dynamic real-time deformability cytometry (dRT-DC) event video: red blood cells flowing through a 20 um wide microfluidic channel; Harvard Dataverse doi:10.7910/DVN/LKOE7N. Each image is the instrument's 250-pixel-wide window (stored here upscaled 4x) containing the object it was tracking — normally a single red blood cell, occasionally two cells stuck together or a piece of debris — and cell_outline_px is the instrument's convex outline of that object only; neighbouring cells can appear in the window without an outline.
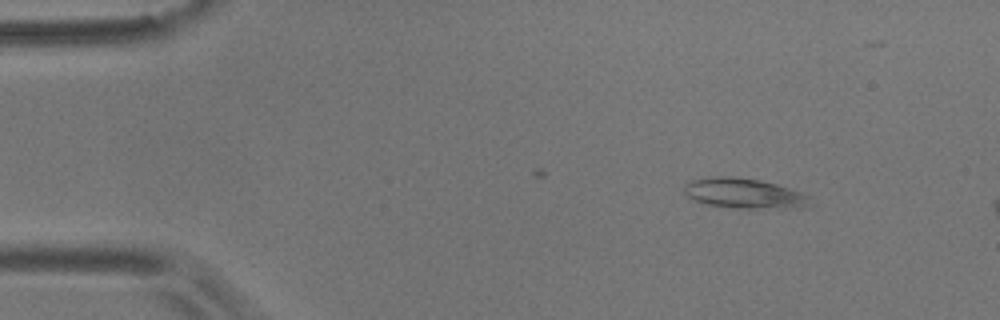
{"species": "common noctule bat (a hibernating species)", "species_latin": "Nyctalus noctula", "temperature_condition": "room temperature", "stored_images_in_passage": 4, "camera_frame_rate_fps": 3000, "um_per_image_px": 0.085, "animal": {"sex": "male", "body_mass_g": 17.9}, "frame": {"image": 1, "passage_image": 2, "time_ms": 1.333, "image_size_px": [1000, 320], "cell_outline_px": [[812, 204], [804, 208], [736, 208], [708, 204], [692, 200], [684, 192], [684, 184], [692, 180], [708, 176], [732, 176], [760, 180], [776, 184], [800, 192], [808, 196]], "centroid_in_image_um": [63.24, 16.43], "position_along_channel_um": 21.8, "area_um2": 22.2}}